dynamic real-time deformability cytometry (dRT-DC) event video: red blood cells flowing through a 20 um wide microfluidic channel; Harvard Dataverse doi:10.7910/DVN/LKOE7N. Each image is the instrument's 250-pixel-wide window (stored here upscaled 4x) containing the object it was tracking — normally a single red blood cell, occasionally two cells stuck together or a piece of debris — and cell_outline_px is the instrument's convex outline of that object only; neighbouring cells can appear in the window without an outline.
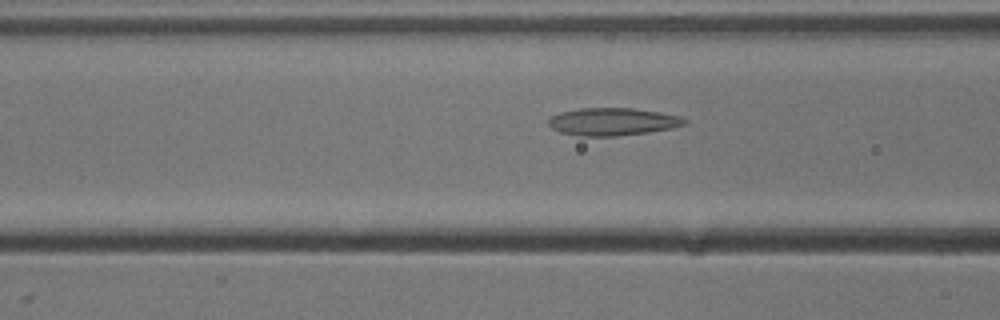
{"species": "common noctule bat (a hibernating species)", "species_latin": "Nyctalus noctula", "temperature_condition": "cold", "stored_images_in_passage": 18, "camera_frame_rate_fps": 3000, "um_per_image_px": 0.085, "animal": {"sex": "male", "body_mass_g": 13.3}, "frame": {"image": 1, "passage_image": 16, "time_ms": 5.0, "image_size_px": [1000, 320], "cell_outline_px": [[688, 124], [672, 128], [648, 132], [616, 136], [580, 136], [560, 132], [552, 128], [548, 124], [548, 120], [552, 116], [560, 112], [580, 108], [632, 108], [660, 112], [680, 116], [688, 120]], "centroid_in_image_um": [52.1, 10.34], "position_along_channel_um": 114.5, "area_um2": 21.96}}